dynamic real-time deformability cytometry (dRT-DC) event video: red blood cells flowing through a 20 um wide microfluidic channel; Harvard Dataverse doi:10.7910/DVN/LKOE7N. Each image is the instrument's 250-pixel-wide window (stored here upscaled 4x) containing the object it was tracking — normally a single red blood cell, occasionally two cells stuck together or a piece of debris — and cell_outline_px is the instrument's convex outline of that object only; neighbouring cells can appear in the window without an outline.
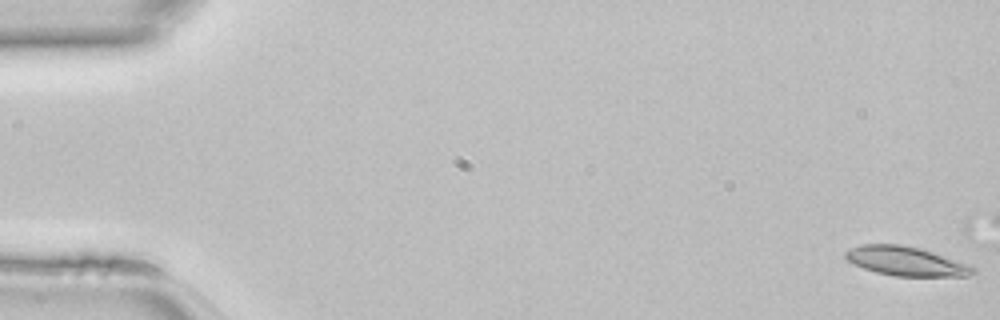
{"species": "common noctule bat (a hibernating species)", "species_latin": "Nyctalus noctula", "temperature_condition": "room temperature", "stored_images_in_passage": 12, "camera_frame_rate_fps": 3000, "um_per_image_px": 0.085, "animal": {"sex": "female", "body_mass_g": 22.7, "forearm_length_mm": 54.2}, "frame": {"image": 1, "passage_image": 1, "time_ms": 0.0, "image_size_px": [1000, 320], "cell_outline_px": [[976, 272], [968, 276], [892, 276], [876, 272], [864, 268], [848, 260], [844, 256], [844, 252], [860, 244], [900, 244], [920, 248], [972, 264], [976, 268]], "centroid_in_image_um": [77.07, 22.2], "position_along_channel_um": 7.9, "area_um2": 21.85}}